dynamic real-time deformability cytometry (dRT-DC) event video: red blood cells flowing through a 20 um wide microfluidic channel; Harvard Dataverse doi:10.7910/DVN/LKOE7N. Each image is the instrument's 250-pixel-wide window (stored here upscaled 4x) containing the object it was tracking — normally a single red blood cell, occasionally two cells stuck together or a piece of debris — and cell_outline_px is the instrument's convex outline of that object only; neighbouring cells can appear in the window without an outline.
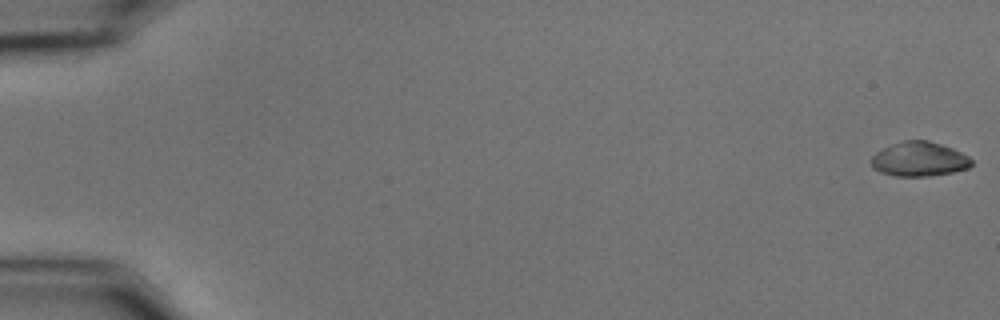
{"species": "common noctule bat (a hibernating species)", "species_latin": "Nyctalus noctula", "temperature_condition": "cold", "stored_images_in_passage": 59, "camera_frame_rate_fps": 3000, "um_per_image_px": 0.085, "animal": {"sex": "male", "body_mass_g": 15.6}, "frame": {"image": 1, "passage_image": 1, "time_ms": 0.0, "image_size_px": [1000, 320], "cell_outline_px": [[972, 164], [968, 168], [952, 172], [932, 176], [896, 176], [880, 172], [872, 168], [872, 156], [876, 152], [892, 144], [904, 140], [928, 140], [952, 148], [968, 156], [972, 160]], "centroid_in_image_um": [78.13, 13.53], "position_along_channel_um": 6.9, "area_um2": 20.06}}
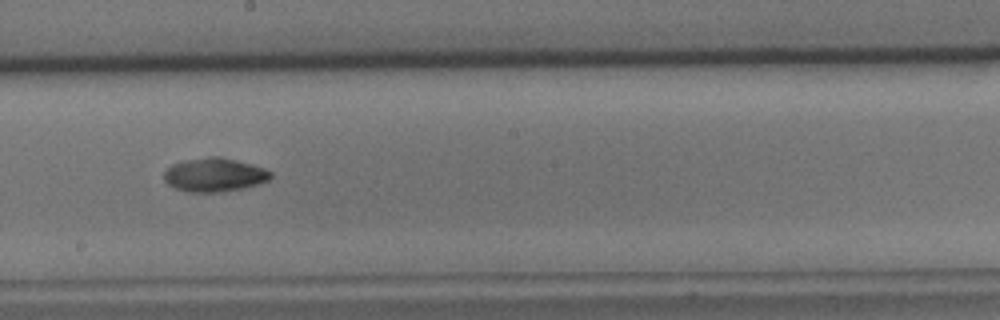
{"frame": {"image": 2, "passage_image": 34, "time_ms": 11.0, "image_size_px": [1000, 320], "cell_outline_px": [[272, 176], [268, 180], [244, 188], [220, 192], [188, 192], [176, 188], [168, 184], [164, 180], [164, 172], [172, 164], [184, 160], [208, 156], [220, 156], [252, 164], [264, 168], [272, 172]], "centroid_in_image_um": [18.22, 14.85], "position_along_channel_um": 230.0, "area_um2": 20.98}}
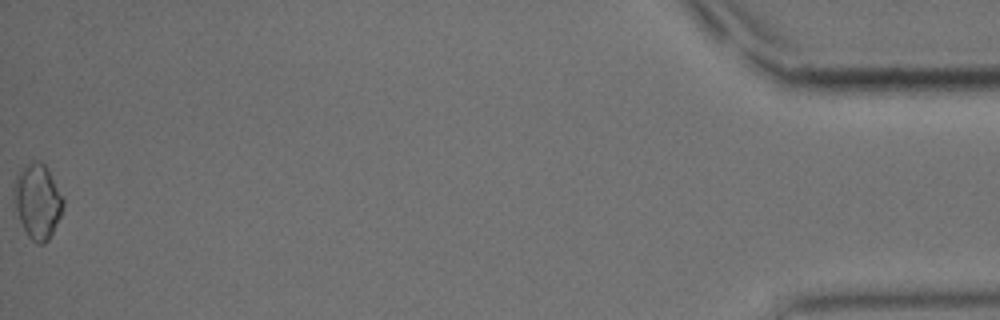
{"frame": {"image": 3, "passage_image": 59, "time_ms": 19.333, "image_size_px": [1000, 320], "cell_outline_px": [[64, 204], [60, 216], [48, 240], [44, 244], [36, 244], [28, 236], [20, 220], [16, 208], [16, 176], [20, 168], [32, 160], [40, 160], [44, 164], [64, 200]], "centroid_in_image_um": [3.21, 17.11], "position_along_channel_um": 432.0, "area_um2": 20.75}, "authors_computed_cell_mechanics": {"area_um2": 20.1144, "velocity_mm_per_s": 3.4932, "shape_relaxation_time_tau1_ms": 4.698, "shape_relaxation_time_tau2_ms": null, "deformation_change_tau1": 0.1345, "deformation_change_tau2": null}}